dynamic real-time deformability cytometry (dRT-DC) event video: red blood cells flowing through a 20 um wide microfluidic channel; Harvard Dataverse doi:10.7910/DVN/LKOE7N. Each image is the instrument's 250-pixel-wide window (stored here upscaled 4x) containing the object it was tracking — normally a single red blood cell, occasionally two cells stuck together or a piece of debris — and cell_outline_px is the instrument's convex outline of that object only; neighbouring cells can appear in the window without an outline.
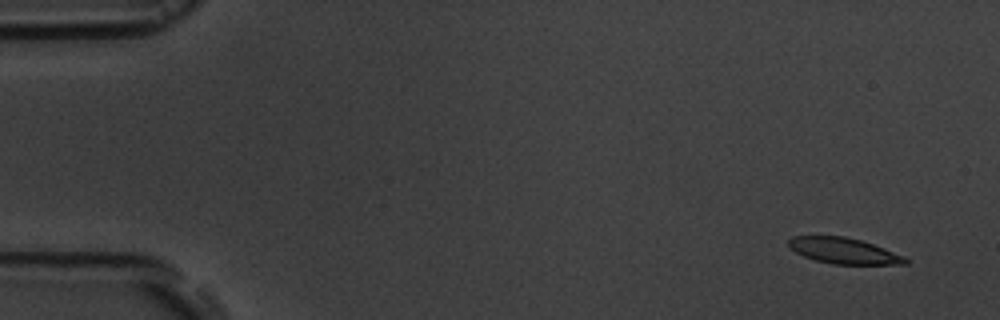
{"species": "common noctule bat (a hibernating species)", "species_latin": "Nyctalus noctula", "temperature_condition": "room temperature", "stored_images_in_passage": 6, "camera_frame_rate_fps": 3000, "um_per_image_px": 0.085, "animal": {"sex": "male", "body_mass_g": 19.5, "forearm_length_mm": 54.6}, "frame": {"image": 1, "passage_image": 1, "time_ms": 0.0, "image_size_px": [1000, 320], "cell_outline_px": [[908, 264], [832, 264], [816, 260], [804, 256], [796, 252], [788, 244], [788, 240], [792, 236], [844, 236], [860, 240], [884, 248], [904, 256], [908, 260]], "centroid_in_image_um": [71.72, 21.31], "position_along_channel_um": 13.3, "area_um2": 17.4}}
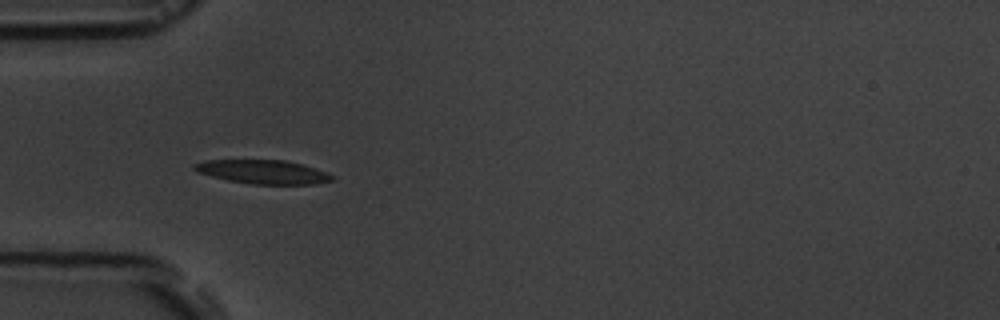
{"frame": {"image": 2, "passage_image": 5, "time_ms": 4.667, "image_size_px": [1000, 320], "cell_outline_px": [[332, 180], [316, 184], [252, 184], [228, 180], [196, 172], [192, 168], [192, 164], [204, 160], [284, 160], [304, 164], [324, 172], [332, 176]], "centroid_in_image_um": [22.29, 14.6], "position_along_channel_um": 62.7, "area_um2": 19.02}}
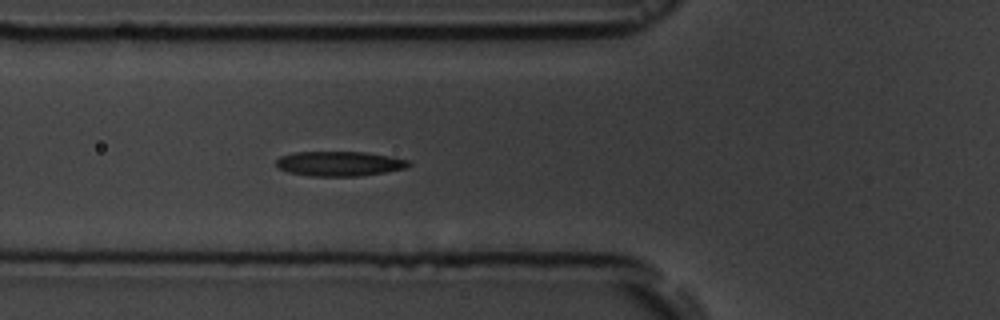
{"frame": {"image": 3, "passage_image": 6, "time_ms": 5.667, "image_size_px": [1000, 320], "cell_outline_px": [[412, 164], [408, 168], [360, 176], [308, 176], [288, 172], [276, 168], [276, 160], [280, 156], [292, 152], [364, 152], [392, 156], [408, 160]], "centroid_in_image_um": [28.84, 13.91], "position_along_channel_um": 97.0, "area_um2": 19.36}}